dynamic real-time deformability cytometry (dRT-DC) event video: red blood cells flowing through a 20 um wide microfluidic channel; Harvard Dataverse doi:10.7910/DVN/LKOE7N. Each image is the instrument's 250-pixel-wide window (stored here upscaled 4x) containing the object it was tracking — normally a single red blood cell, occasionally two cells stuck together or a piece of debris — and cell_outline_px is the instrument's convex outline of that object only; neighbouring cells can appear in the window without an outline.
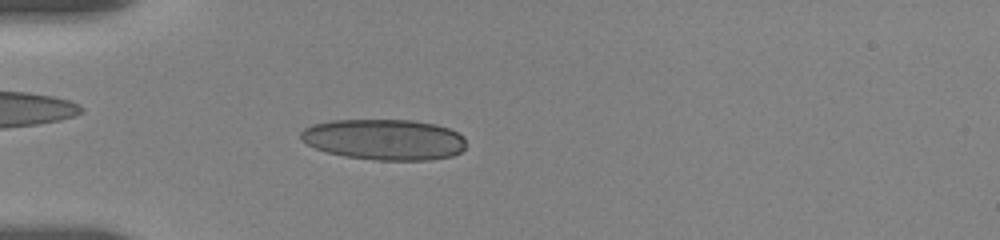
{"species": "human", "species_latin": "Homo sapiens", "temperature_condition": "room temperature", "stored_images_in_passage": 93, "camera_frame_rate_fps": 3000, "um_per_image_px": 0.085, "donor": {"sex": "female"}, "frame": {"image": 1, "passage_image": 26, "time_ms": 5.0, "image_size_px": [1000, 240], "cell_outline_px": [[464, 148], [460, 152], [452, 156], [428, 160], [372, 160], [344, 156], [328, 152], [316, 148], [300, 140], [300, 132], [304, 128], [312, 124], [332, 120], [412, 120], [436, 124], [448, 128], [464, 136]], "centroid_in_image_um": [32.64, 11.86], "position_along_channel_um": 52.4, "area_um2": 39.42}}
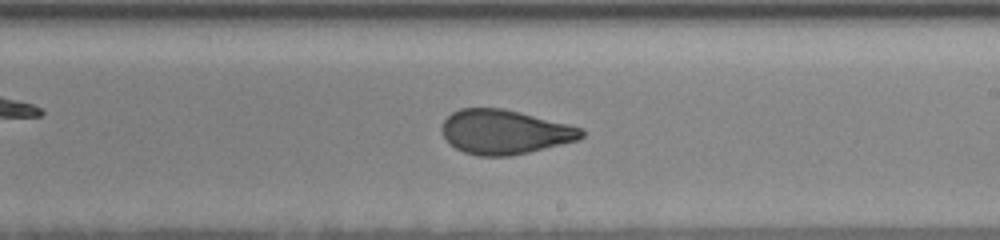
{"frame": {"image": 2, "passage_image": 55, "time_ms": 10.667, "image_size_px": [1000, 240], "cell_outline_px": [[584, 136], [580, 140], [512, 156], [476, 156], [464, 152], [456, 148], [444, 136], [440, 128], [444, 120], [452, 112], [460, 108], [504, 108], [584, 128]], "centroid_in_image_um": [42.92, 11.22], "position_along_channel_um": 246.1, "area_um2": 36.24}}
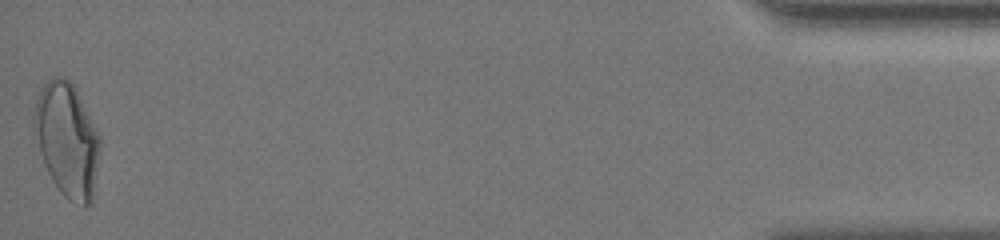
{"frame": {"image": 3, "passage_image": 92, "time_ms": 18.0, "image_size_px": [1000, 240], "cell_outline_px": [[100, 148], [92, 200], [84, 208], [68, 200], [60, 192], [52, 180], [44, 164], [32, 128], [32, 120], [36, 100], [40, 88], [52, 76], [60, 76], [68, 80], [76, 88], [100, 136]], "centroid_in_image_um": [5.68, 11.88], "position_along_channel_um": 429.5, "area_um2": 43.93}, "authors_computed_cell_mechanics": {"area_um2": 36.8186, "velocity_mm_per_s": 3.6413, "shape_relaxation_time_tau1_ms": null, "shape_relaxation_time_tau2_ms": 1.1348, "deformation_change_tau1": null, "deformation_change_tau2": 0.0729}}